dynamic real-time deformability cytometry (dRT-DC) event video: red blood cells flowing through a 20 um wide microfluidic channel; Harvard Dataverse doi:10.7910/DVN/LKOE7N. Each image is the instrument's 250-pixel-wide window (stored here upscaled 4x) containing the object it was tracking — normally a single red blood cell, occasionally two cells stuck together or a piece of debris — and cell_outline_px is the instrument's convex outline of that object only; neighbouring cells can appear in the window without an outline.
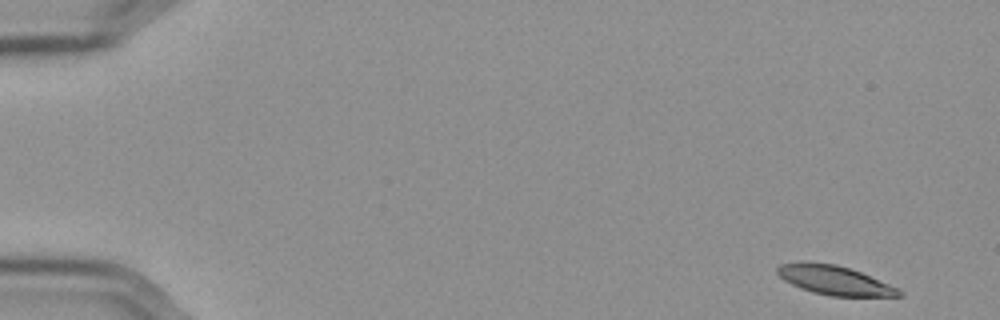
{"species": "Egyptian fruit bat (a non-hibernating species)", "species_latin": "Rousettus aegyptiacus", "temperature_condition": "cold", "stored_images_in_passage": 17, "camera_frame_rate_fps": 3000, "um_per_image_px": 0.085, "frame": {"image": 1, "passage_image": 1, "time_ms": 0.0, "image_size_px": [1000, 320], "cell_outline_px": [[904, 296], [832, 296], [812, 292], [800, 288], [784, 280], [776, 272], [776, 268], [780, 264], [800, 260], [804, 260], [836, 264], [860, 272], [900, 288], [904, 292]], "centroid_in_image_um": [70.92, 23.8], "position_along_channel_um": 14.1, "area_um2": 20.98}}
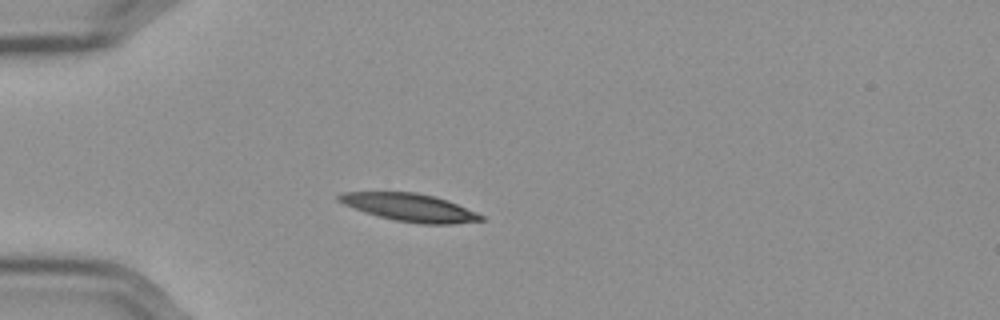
{"frame": {"image": 2, "passage_image": 14, "time_ms": 4.333, "image_size_px": [1000, 320], "cell_outline_px": [[484, 220], [452, 224], [420, 224], [396, 220], [364, 212], [344, 204], [336, 200], [336, 196], [344, 192], [416, 192], [436, 196], [448, 200], [476, 212], [484, 216]], "centroid_in_image_um": [34.84, 17.63], "position_along_channel_um": 50.2, "area_um2": 22.95}}